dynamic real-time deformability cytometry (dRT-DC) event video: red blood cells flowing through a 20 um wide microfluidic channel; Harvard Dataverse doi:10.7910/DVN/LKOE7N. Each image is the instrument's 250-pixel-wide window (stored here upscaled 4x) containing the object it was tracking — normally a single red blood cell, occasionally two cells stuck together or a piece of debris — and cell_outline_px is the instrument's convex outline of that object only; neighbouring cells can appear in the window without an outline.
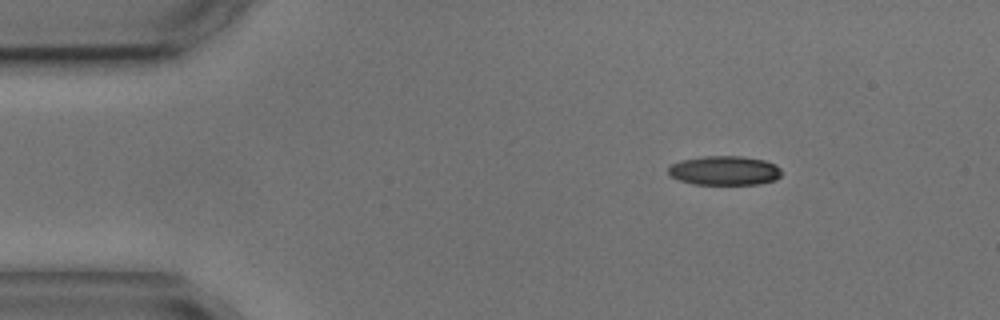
{"species": "common noctule bat (a hibernating species)", "species_latin": "Nyctalus noctula", "temperature_condition": "cold", "stored_images_in_passage": 3, "camera_frame_rate_fps": 3000, "um_per_image_px": 0.085, "animal": {"sex": "male", "body_mass_g": 17.9, "forearm_length_mm": 54.2}, "frame": {"image": 1, "passage_image": 1, "time_ms": 0.0, "image_size_px": [1000, 320], "cell_outline_px": [[780, 176], [776, 180], [760, 184], [692, 184], [680, 180], [672, 176], [668, 172], [668, 168], [672, 164], [680, 160], [704, 156], [740, 156], [764, 160], [776, 164], [780, 168]], "centroid_in_image_um": [61.6, 14.49], "position_along_channel_um": 23.4, "area_um2": 19.31}}